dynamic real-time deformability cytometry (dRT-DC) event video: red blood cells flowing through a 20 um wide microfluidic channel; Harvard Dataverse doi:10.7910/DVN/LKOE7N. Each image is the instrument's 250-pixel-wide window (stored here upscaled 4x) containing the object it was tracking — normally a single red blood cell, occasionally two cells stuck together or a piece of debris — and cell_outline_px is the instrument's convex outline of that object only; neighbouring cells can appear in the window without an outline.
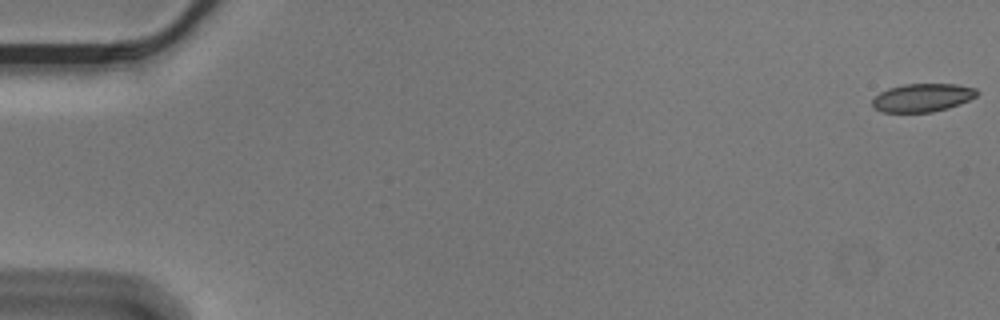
{"species": "Egyptian fruit bat (a non-hibernating species)", "species_latin": "Rousettus aegyptiacus", "temperature_condition": "cold", "stored_images_in_passage": 18, "camera_frame_rate_fps": 3000, "um_per_image_px": 0.085, "animal": {"sex": "male"}, "frame": {"image": 1, "passage_image": 1, "time_ms": 0.0, "image_size_px": [1000, 320], "cell_outline_px": [[980, 92], [976, 96], [960, 104], [948, 108], [932, 112], [880, 112], [872, 104], [872, 100], [880, 92], [888, 88], [904, 84], [956, 84], [976, 88]], "centroid_in_image_um": [78.42, 8.3], "position_along_channel_um": 6.6, "area_um2": 17.22}}
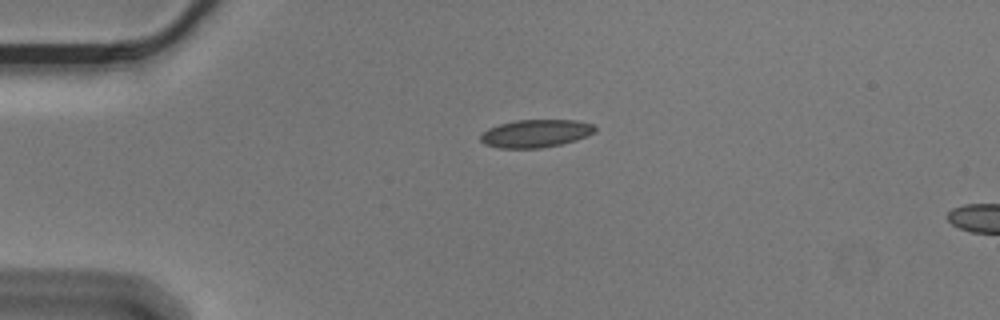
{"frame": {"image": 2, "passage_image": 14, "time_ms": 4.333, "image_size_px": [1000, 320], "cell_outline_px": [[596, 132], [588, 136], [576, 140], [560, 144], [540, 148], [500, 148], [484, 144], [480, 140], [480, 136], [488, 128], [500, 124], [516, 120], [576, 120], [592, 124], [596, 128]], "centroid_in_image_um": [45.55, 11.34], "position_along_channel_um": 39.5, "area_um2": 18.55}}